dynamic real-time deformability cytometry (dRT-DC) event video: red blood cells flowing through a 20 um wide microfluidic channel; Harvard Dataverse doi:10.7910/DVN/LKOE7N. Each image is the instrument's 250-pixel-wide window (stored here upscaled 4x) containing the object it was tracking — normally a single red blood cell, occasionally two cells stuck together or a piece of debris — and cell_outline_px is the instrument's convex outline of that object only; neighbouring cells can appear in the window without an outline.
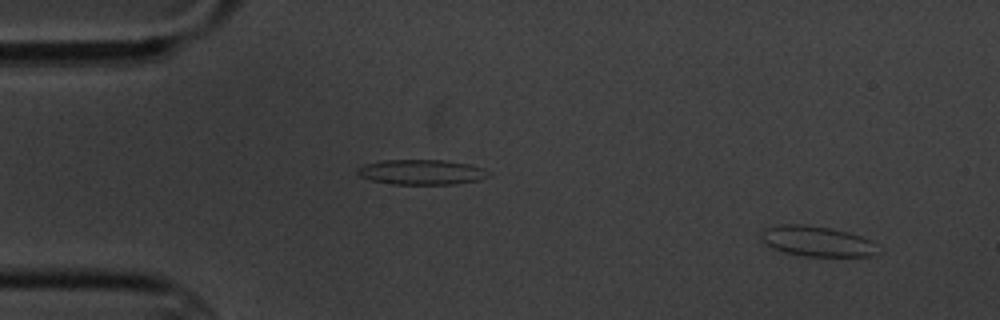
{"species": "common noctule bat (a hibernating species)", "species_latin": "Nyctalus noctula", "temperature_condition": "cold", "stored_images_in_passage": 7, "camera_frame_rate_fps": 3000, "um_per_image_px": 0.085, "animal": {"sex": "male", "body_mass_g": 20.1, "forearm_length_mm": 53.5}, "frame": {"image": 1, "passage_image": 1, "time_ms": 0.0, "image_size_px": [1000, 320], "cell_outline_px": [[884, 252], [872, 256], [804, 256], [784, 252], [772, 248], [764, 244], [760, 236], [764, 228], [780, 224], [804, 224], [828, 228], [848, 232], [872, 240], [880, 244], [884, 248]], "centroid_in_image_um": [69.54, 20.52], "position_along_channel_um": 15.5, "area_um2": 21.21}}
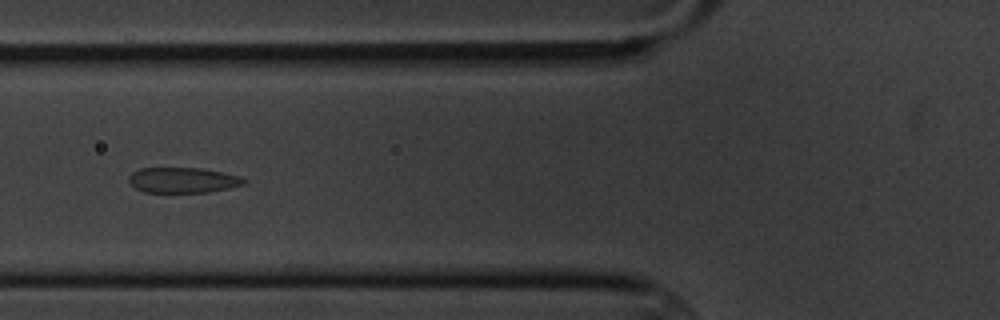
{"frame": {"image": 2, "passage_image": 6, "time_ms": 5.667, "image_size_px": [1000, 320], "cell_outline_px": [[248, 180], [244, 184], [228, 188], [208, 192], [144, 192], [136, 188], [128, 180], [128, 176], [132, 172], [140, 168], [200, 168], [224, 172], [240, 176]], "centroid_in_image_um": [15.55, 15.3], "position_along_channel_um": 110.2, "area_um2": 17.05}}
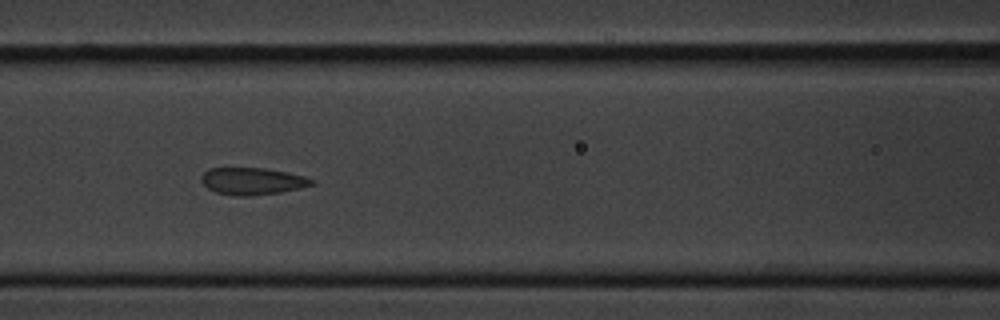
{"frame": {"image": 3, "passage_image": 7, "time_ms": 6.667, "image_size_px": [1000, 320], "cell_outline_px": [[316, 184], [300, 188], [280, 192], [252, 196], [236, 196], [216, 192], [208, 188], [200, 180], [200, 176], [208, 168], [264, 168], [288, 172], [304, 176], [316, 180]], "centroid_in_image_um": [21.47, 15.4], "position_along_channel_um": 145.1, "area_um2": 17.57}}